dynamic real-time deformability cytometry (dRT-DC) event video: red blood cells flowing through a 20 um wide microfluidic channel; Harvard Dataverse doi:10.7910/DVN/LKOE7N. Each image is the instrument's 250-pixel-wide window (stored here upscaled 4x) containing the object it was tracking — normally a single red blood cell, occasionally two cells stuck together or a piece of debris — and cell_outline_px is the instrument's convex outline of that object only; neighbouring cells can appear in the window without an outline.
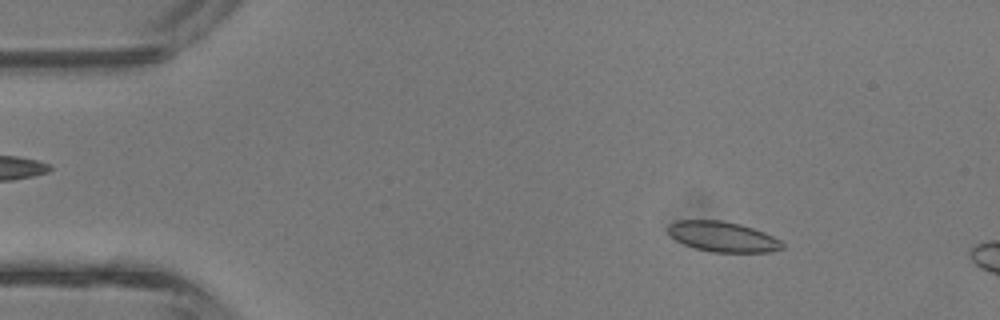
{"species": "common noctule bat (a hibernating species)", "species_latin": "Nyctalus noctula", "temperature_condition": "room temperature", "stored_images_in_passage": 3, "camera_frame_rate_fps": 3000, "um_per_image_px": 0.085, "animal": {"sex": "male", "body_mass_g": 13.3}, "frame": {"image": 1, "passage_image": 1, "time_ms": 0.0, "image_size_px": [1000, 320], "cell_outline_px": [[784, 248], [772, 252], [712, 252], [696, 248], [684, 244], [676, 240], [668, 232], [668, 224], [676, 220], [720, 220], [740, 224], [764, 232], [780, 240], [784, 244]], "centroid_in_image_um": [61.44, 20.12], "position_along_channel_um": 23.6, "area_um2": 20.11}}